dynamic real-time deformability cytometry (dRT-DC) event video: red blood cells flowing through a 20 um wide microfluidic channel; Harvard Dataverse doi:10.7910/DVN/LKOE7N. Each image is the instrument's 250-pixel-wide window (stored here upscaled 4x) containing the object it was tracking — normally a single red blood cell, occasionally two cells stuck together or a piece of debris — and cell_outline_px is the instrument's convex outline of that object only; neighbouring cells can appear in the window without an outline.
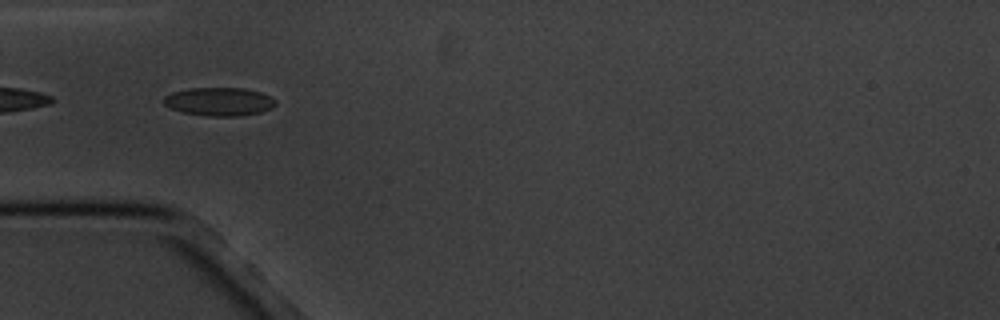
{"species": "common noctule bat (a hibernating species)", "species_latin": "Nyctalus noctula", "temperature_condition": "cold", "stored_images_in_passage": 16, "camera_frame_rate_fps": 3000, "um_per_image_px": 0.085, "animal": {"sex": "male", "body_mass_g": 20.1, "forearm_length_mm": 53.5}, "frame": {"image": 1, "passage_image": 5, "time_ms": 4.333, "image_size_px": [1000, 320], "cell_outline_px": [[276, 104], [260, 112], [240, 116], [212, 116], [184, 112], [172, 108], [164, 104], [164, 96], [172, 92], [188, 88], [244, 88], [260, 92], [272, 96], [276, 100]], "centroid_in_image_um": [18.64, 8.62], "position_along_channel_um": 66.4, "area_um2": 18.32}}
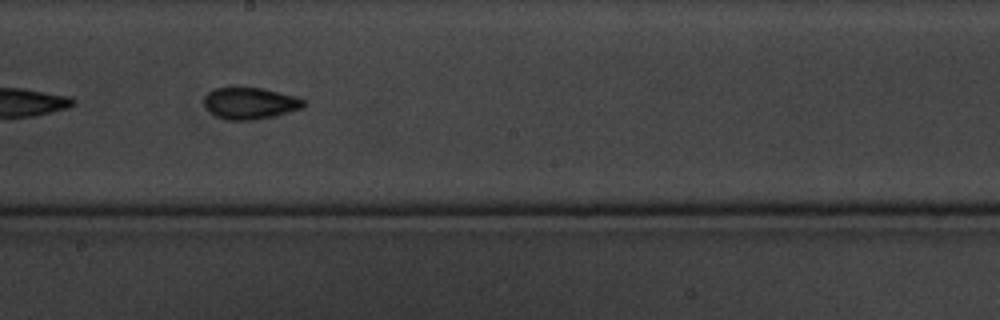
{"frame": {"image": 2, "passage_image": 9, "time_ms": 9.0, "image_size_px": [1000, 320], "cell_outline_px": [[304, 108], [276, 116], [256, 120], [228, 120], [216, 116], [204, 104], [204, 96], [208, 92], [216, 88], [232, 84], [236, 84], [260, 88], [296, 96], [304, 100]], "centroid_in_image_um": [21.24, 8.74], "position_along_channel_um": 227.0, "area_um2": 18.96}}
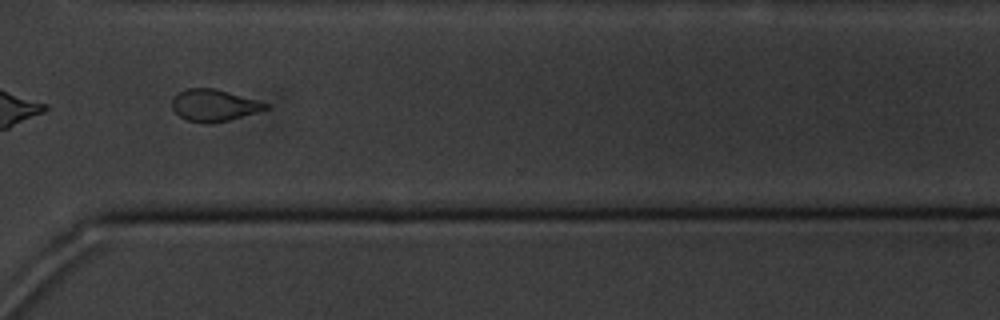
{"frame": {"image": 3, "passage_image": 12, "time_ms": 12.667, "image_size_px": [1000, 320], "cell_outline_px": [[268, 108], [256, 112], [228, 120], [208, 124], [188, 120], [180, 116], [172, 108], [172, 100], [180, 92], [188, 88], [216, 88], [256, 100], [268, 104]], "centroid_in_image_um": [18.17, 8.95], "position_along_channel_um": 352.4, "area_um2": 16.99}, "authors_computed_cell_mechanics": {"area_um2": 18.6405, "velocity_mm_per_s": 3.4271, "shape_relaxation_time_tau1_ms": 2.8685, "shape_relaxation_time_tau2_ms": null, "deformation_change_tau1": 0.08, "deformation_change_tau2": null}}